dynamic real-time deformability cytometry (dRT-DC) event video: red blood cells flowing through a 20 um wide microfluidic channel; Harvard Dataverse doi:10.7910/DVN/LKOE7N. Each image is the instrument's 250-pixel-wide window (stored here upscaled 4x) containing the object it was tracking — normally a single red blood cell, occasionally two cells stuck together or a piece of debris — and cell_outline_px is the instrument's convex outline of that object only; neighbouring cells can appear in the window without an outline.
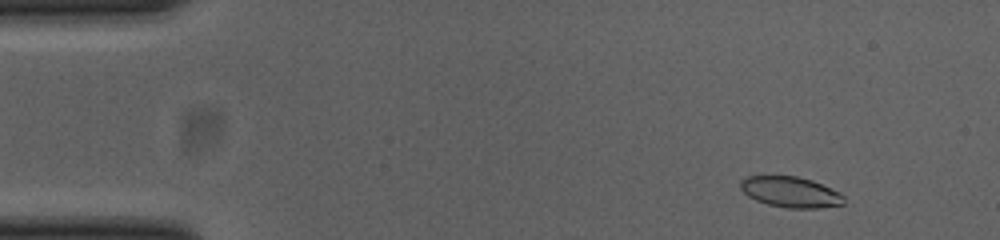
{"species": "common noctule bat (a hibernating species)", "species_latin": "Nyctalus noctula", "temperature_condition": "cold", "stored_images_in_passage": 48, "camera_frame_rate_fps": 3000, "um_per_image_px": 0.085, "animal": {"sex": "female", "body_mass_g": 23.0, "forearm_length_mm": 53.4}, "frame": {"image": 1, "passage_image": 1, "time_ms": 0.0, "image_size_px": [1000, 240], "cell_outline_px": [[844, 204], [816, 208], [788, 208], [768, 204], [756, 200], [748, 196], [740, 188], [740, 180], [748, 176], [796, 176], [812, 180], [840, 192], [844, 196]], "centroid_in_image_um": [67.2, 16.32], "position_along_channel_um": 17.8, "area_um2": 18.44}}
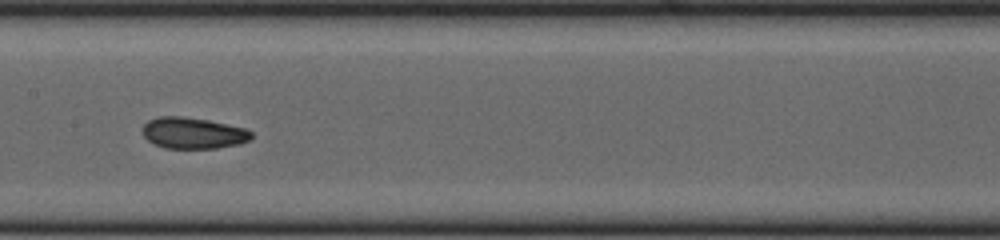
{"frame": {"image": 2, "passage_image": 22, "time_ms": 7.0, "image_size_px": [1000, 240], "cell_outline_px": [[252, 136], [248, 140], [240, 144], [216, 148], [164, 148], [152, 144], [144, 136], [144, 124], [148, 120], [160, 116], [184, 116], [208, 120], [248, 128], [252, 132]], "centroid_in_image_um": [16.43, 11.3], "position_along_channel_um": 191.0, "area_um2": 19.94}}
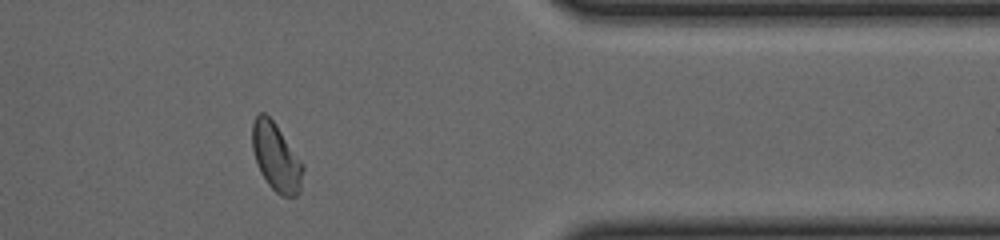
{"frame": {"image": 3, "passage_image": 39, "time_ms": 12.667, "image_size_px": [1000, 240], "cell_outline_px": [[304, 168], [300, 192], [296, 196], [280, 196], [268, 184], [260, 172], [252, 148], [252, 124], [256, 116], [260, 112], [264, 112], [276, 124], [300, 160]], "centroid_in_image_um": [23.47, 13.37], "position_along_channel_um": 387.9, "area_um2": 19.88}, "authors_computed_cell_mechanics": {"area_um2": 19.6809, "velocity_mm_per_s": 3.8423, "shape_relaxation_time_tau1_ms": 6.1005, "shape_relaxation_time_tau2_ms": 1.7092, "deformation_change_tau1": 0.1276, "deformation_change_tau2": 0.0656}}